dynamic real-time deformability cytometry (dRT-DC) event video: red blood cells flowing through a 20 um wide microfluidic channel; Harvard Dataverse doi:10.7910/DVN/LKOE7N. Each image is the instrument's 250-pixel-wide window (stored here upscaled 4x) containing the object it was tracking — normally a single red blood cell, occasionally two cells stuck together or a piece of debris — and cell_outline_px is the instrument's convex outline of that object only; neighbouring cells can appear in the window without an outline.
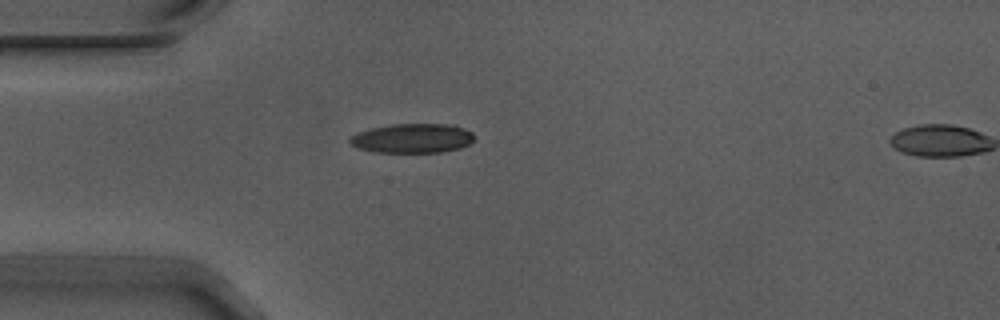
{"species": "Egyptian fruit bat (a non-hibernating species)", "species_latin": "Rousettus aegyptiacus", "temperature_condition": "warm", "stored_images_in_passage": 2, "segment_of_instrument_passage": [1, 2], "camera_frame_rate_fps": 3000, "um_per_image_px": 0.085, "animal": {"sex": "male"}, "frame": {"image": 1, "passage_image": 1, "time_ms": 0.0, "image_size_px": [1000, 320], "cell_outline_px": [[472, 140], [468, 144], [460, 148], [440, 152], [376, 152], [356, 148], [348, 144], [348, 140], [356, 132], [372, 128], [392, 124], [452, 124], [464, 128], [472, 132]], "centroid_in_image_um": [35.0, 11.75], "position_along_channel_um": 50.0, "area_um2": 21.33}}